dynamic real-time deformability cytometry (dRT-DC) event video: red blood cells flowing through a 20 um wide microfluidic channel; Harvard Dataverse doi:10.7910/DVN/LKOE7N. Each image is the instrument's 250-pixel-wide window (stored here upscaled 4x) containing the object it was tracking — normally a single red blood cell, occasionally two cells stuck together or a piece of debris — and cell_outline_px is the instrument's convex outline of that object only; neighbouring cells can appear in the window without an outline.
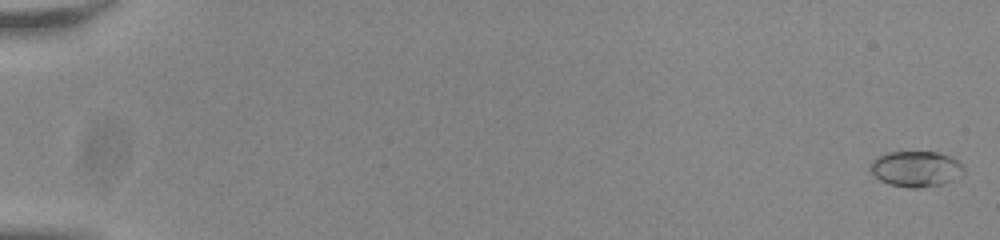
{"species": "common noctule bat (a hibernating species)", "species_latin": "Nyctalus noctula", "temperature_condition": "room temperature", "stored_images_in_passage": 57, "camera_frame_rate_fps": 3000, "um_per_image_px": 0.085, "animal": {"sex": "male", "body_mass_g": 20.0, "forearm_length_mm": 53.3}, "frame": {"image": 1, "passage_image": 2, "time_ms": 0.333, "image_size_px": [1000, 240], "cell_outline_px": [[964, 172], [952, 180], [940, 184], [920, 188], [908, 188], [888, 184], [880, 180], [872, 172], [872, 160], [888, 152], [936, 152], [948, 156], [964, 164]], "centroid_in_image_um": [77.87, 14.36], "position_along_channel_um": 7.1, "area_um2": 19.19}}
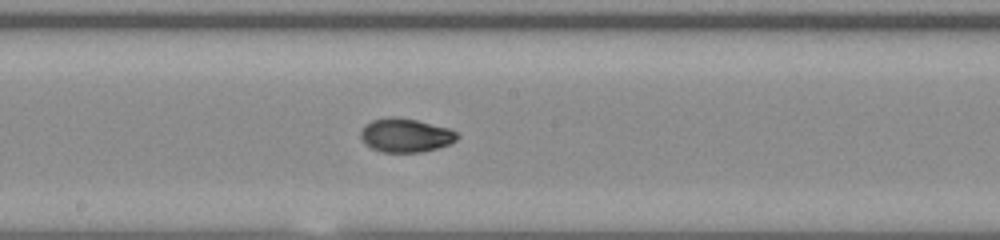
{"frame": {"image": 2, "passage_image": 33, "time_ms": 10.667, "image_size_px": [1000, 240], "cell_outline_px": [[460, 136], [456, 140], [448, 144], [436, 148], [420, 152], [380, 152], [364, 144], [360, 136], [360, 128], [364, 124], [372, 120], [388, 116], [396, 116], [416, 120], [448, 128], [456, 132]], "centroid_in_image_um": [34.41, 11.49], "position_along_channel_um": 213.8, "area_um2": 19.13}}
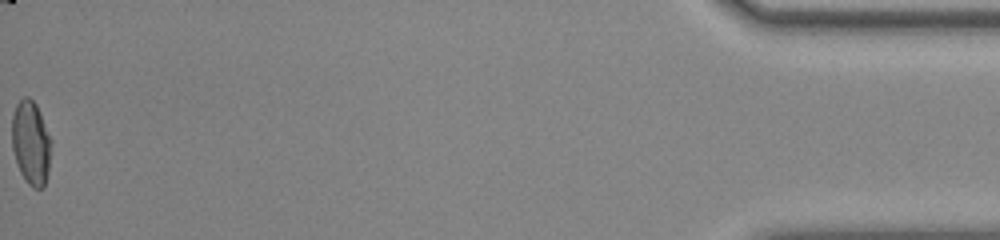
{"frame": {"image": 3, "passage_image": 57, "time_ms": 18.667, "image_size_px": [1000, 240], "cell_outline_px": [[52, 140], [48, 172], [44, 188], [32, 188], [28, 184], [20, 172], [12, 148], [12, 116], [16, 104], [24, 96], [28, 96], [36, 104]], "centroid_in_image_um": [2.63, 12.14], "position_along_channel_um": 432.6, "area_um2": 19.31}, "authors_computed_cell_mechanics": {"area_um2": 18.6694, "velocity_mm_per_s": 3.8389, "shape_relaxation_time_tau1_ms": 6.0573, "shape_relaxation_time_tau2_ms": 1.5591, "deformation_change_tau1": 0.1963, "deformation_change_tau2": 0.0466}}